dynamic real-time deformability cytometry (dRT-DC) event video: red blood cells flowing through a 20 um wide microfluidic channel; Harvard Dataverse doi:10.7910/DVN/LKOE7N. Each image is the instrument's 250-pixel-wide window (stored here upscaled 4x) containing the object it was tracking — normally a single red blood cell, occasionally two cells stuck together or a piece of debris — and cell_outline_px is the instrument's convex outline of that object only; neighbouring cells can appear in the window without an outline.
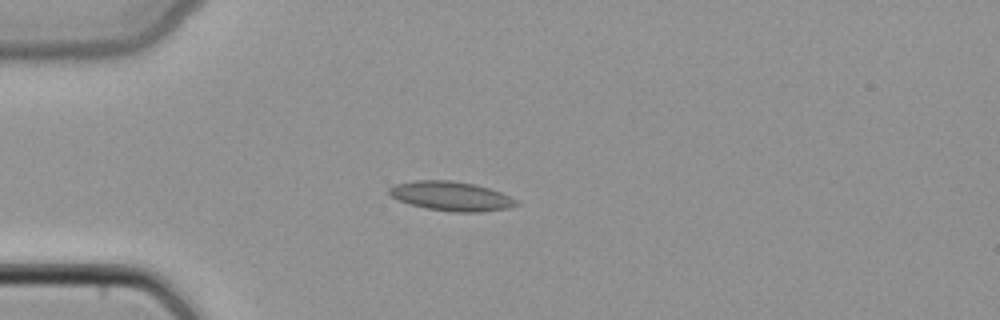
{"species": "common noctule bat (a hibernating species)", "species_latin": "Nyctalus noctula", "temperature_condition": "cold", "stored_images_in_passage": 40, "camera_frame_rate_fps": 3000, "um_per_image_px": 0.085, "animal": {"sex": "female", "body_mass_g": 22.7, "forearm_length_mm": 54.2}, "frame": {"image": 1, "passage_image": 9, "time_ms": 2.667, "image_size_px": [1000, 320], "cell_outline_px": [[520, 204], [508, 208], [480, 212], [452, 212], [424, 208], [400, 200], [392, 196], [388, 192], [388, 188], [396, 184], [416, 180], [452, 180], [476, 184], [500, 192], [516, 200]], "centroid_in_image_um": [38.35, 16.67], "position_along_channel_um": 46.6, "area_um2": 21.62}}
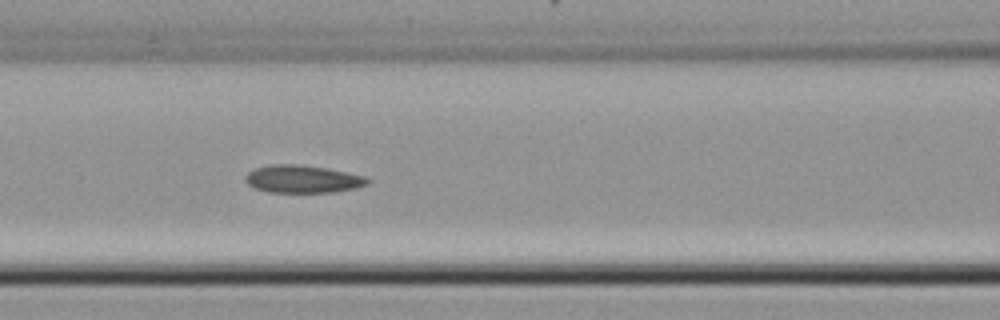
{"frame": {"image": 2, "passage_image": 17, "time_ms": 5.333, "image_size_px": [1000, 320], "cell_outline_px": [[372, 180], [368, 184], [356, 188], [332, 192], [268, 192], [256, 188], [248, 184], [244, 180], [244, 176], [248, 172], [256, 168], [272, 164], [296, 164], [328, 168], [348, 172], [364, 176]], "centroid_in_image_um": [25.74, 15.21], "position_along_channel_um": 140.9, "area_um2": 19.77}}
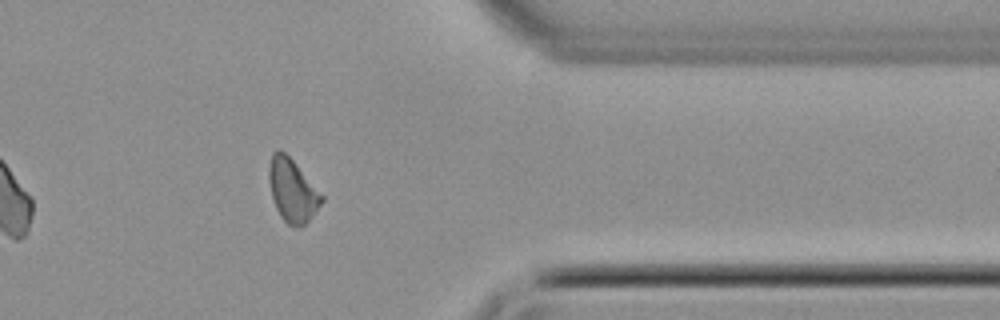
{"frame": {"image": 3, "passage_image": 35, "time_ms": 11.333, "image_size_px": [1000, 320], "cell_outline_px": [[324, 200], [312, 216], [300, 228], [296, 228], [288, 224], [280, 216], [272, 200], [268, 180], [268, 168], [272, 152], [276, 148], [280, 148], [292, 160], [324, 196]], "centroid_in_image_um": [24.82, 16.18], "position_along_channel_um": 386.6, "area_um2": 19.42}}